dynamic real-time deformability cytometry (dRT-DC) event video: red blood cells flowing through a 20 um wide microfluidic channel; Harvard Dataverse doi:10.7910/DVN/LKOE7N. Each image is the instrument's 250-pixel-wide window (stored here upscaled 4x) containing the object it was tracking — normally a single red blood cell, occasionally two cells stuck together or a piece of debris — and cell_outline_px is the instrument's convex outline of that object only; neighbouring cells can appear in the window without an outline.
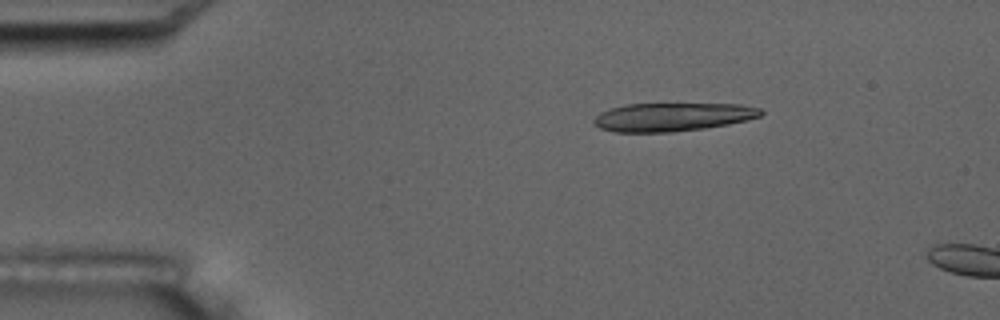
{"species": "common noctule bat (a hibernating species)", "species_latin": "Nyctalus noctula", "temperature_condition": "room temperature", "stored_images_in_passage": 4, "camera_frame_rate_fps": 3000, "um_per_image_px": 0.085, "animal": {"sex": "male", "body_mass_g": 17.5, "forearm_length_mm": 52.3}, "frame": {"image": 1, "passage_image": 3, "time_ms": 2.333, "image_size_px": [1000, 320], "cell_outline_px": [[764, 112], [760, 116], [748, 120], [728, 124], [704, 128], [672, 132], [612, 132], [600, 128], [592, 120], [600, 112], [624, 104], [740, 104], [760, 108]], "centroid_in_image_um": [57.16, 9.94], "position_along_channel_um": 27.8, "area_um2": 27.63}}